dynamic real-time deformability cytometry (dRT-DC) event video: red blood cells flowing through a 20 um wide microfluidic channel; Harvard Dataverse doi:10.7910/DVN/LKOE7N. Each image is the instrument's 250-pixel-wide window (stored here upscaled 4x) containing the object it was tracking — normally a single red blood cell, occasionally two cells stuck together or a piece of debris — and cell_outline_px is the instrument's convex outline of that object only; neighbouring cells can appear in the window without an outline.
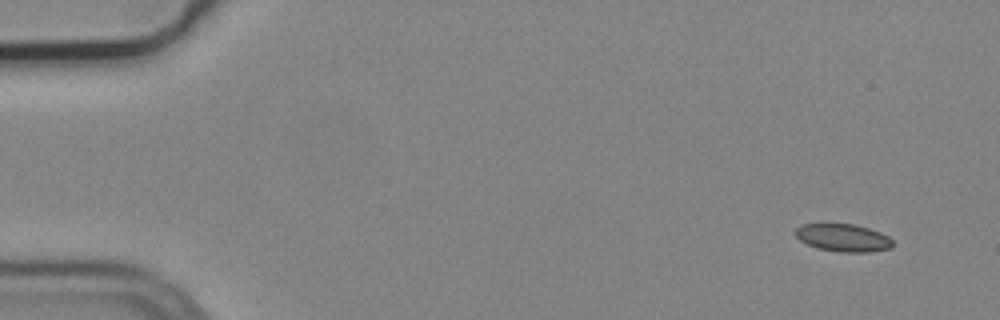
{"species": "common noctule bat (a hibernating species)", "species_latin": "Nyctalus noctula", "temperature_condition": "cold", "stored_images_in_passage": 4, "camera_frame_rate_fps": 3000, "um_per_image_px": 0.085, "animal": {"sex": "male", "body_mass_g": 19.2, "forearm_length_mm": 51.8}, "frame": {"image": 1, "passage_image": 1, "time_ms": 0.0, "image_size_px": [1000, 320], "cell_outline_px": [[892, 248], [872, 252], [840, 252], [816, 248], [800, 240], [792, 232], [800, 224], [820, 220], [824, 220], [856, 224], [880, 232], [888, 236], [892, 240]], "centroid_in_image_um": [71.58, 20.14], "position_along_channel_um": 13.4, "area_um2": 16.7}}